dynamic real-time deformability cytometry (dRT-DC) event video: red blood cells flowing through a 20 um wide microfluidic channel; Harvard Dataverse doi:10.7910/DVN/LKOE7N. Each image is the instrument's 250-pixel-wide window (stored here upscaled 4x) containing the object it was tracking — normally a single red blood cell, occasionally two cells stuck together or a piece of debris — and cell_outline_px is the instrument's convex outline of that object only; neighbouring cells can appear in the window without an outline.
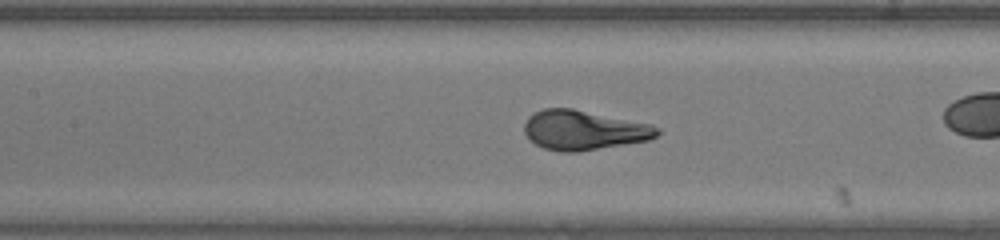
{"species": "human", "species_latin": "Homo sapiens", "temperature_condition": "warm", "stored_images_in_passage": 39, "camera_frame_rate_fps": 3000, "um_per_image_px": 0.085, "donor": {"sex": "female"}, "frame": {"image": 1, "passage_image": 23, "time_ms": 7.333, "image_size_px": [1000, 240], "cell_outline_px": [[660, 132], [656, 136], [648, 140], [576, 152], [560, 152], [544, 148], [528, 140], [524, 132], [524, 124], [528, 116], [544, 108], [572, 108], [652, 124], [660, 128]], "centroid_in_image_um": [49.6, 11.06], "position_along_channel_um": 157.8, "area_um2": 30.69}}